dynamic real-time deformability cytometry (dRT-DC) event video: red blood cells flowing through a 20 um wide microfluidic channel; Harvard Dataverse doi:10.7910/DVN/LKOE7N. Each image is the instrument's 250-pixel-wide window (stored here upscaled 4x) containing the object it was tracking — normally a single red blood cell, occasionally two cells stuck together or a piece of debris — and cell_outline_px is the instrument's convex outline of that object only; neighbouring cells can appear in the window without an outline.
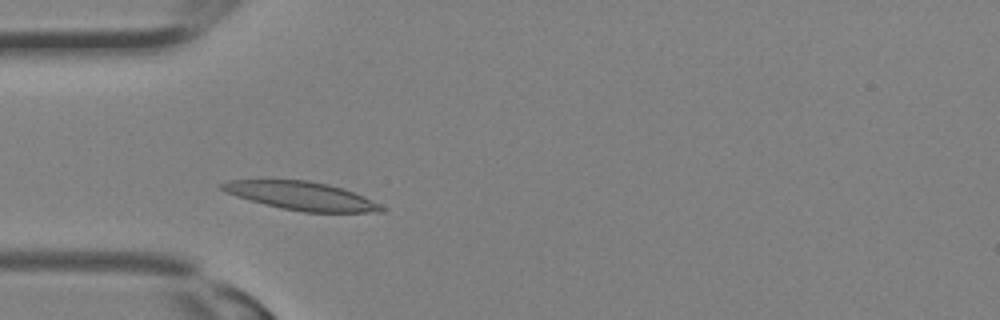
{"species": "Egyptian fruit bat (a non-hibernating species)", "species_latin": "Rousettus aegyptiacus", "temperature_condition": "room temperature", "stored_images_in_passage": 11, "camera_frame_rate_fps": 3000, "um_per_image_px": 0.085, "animal": {"sex": "female"}, "frame": {"image": 1, "passage_image": 5, "time_ms": 1.333, "image_size_px": [1000, 320], "cell_outline_px": [[388, 208], [384, 212], [304, 212], [280, 208], [264, 204], [236, 196], [224, 192], [220, 188], [220, 184], [228, 180], [308, 180], [328, 184], [344, 188], [364, 196]], "centroid_in_image_um": [25.65, 16.65], "position_along_channel_um": 59.4, "area_um2": 26.47}}
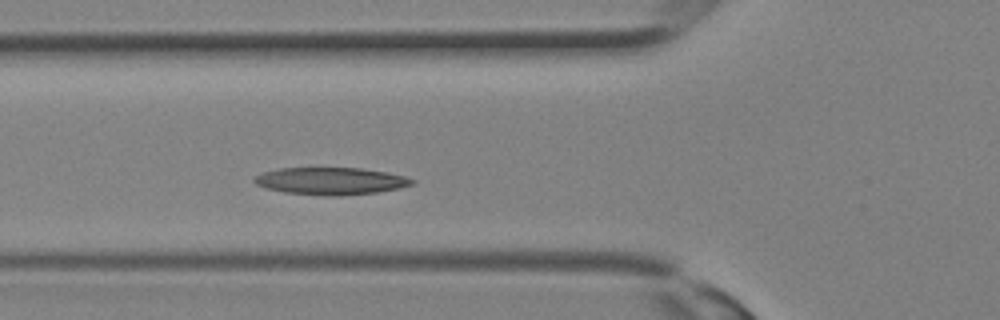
{"frame": {"image": 2, "passage_image": 7, "time_ms": 2.0, "image_size_px": [1000, 320], "cell_outline_px": [[416, 184], [400, 188], [376, 192], [340, 196], [324, 196], [284, 192], [264, 188], [256, 184], [252, 180], [256, 176], [264, 172], [280, 168], [360, 168], [388, 172], [404, 176], [416, 180]], "centroid_in_image_um": [28.14, 15.39], "position_along_channel_um": 97.7, "area_um2": 25.2}}
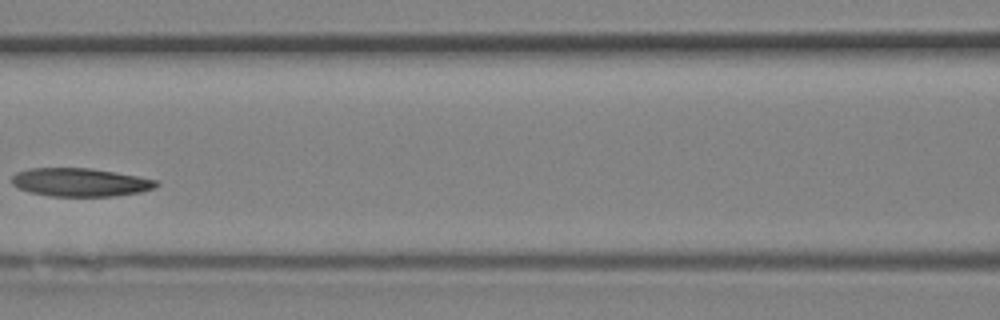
{"frame": {"image": 3, "passage_image": 10, "time_ms": 3.0, "image_size_px": [1000, 320], "cell_outline_px": [[160, 184], [156, 188], [140, 192], [116, 196], [48, 196], [28, 192], [12, 184], [12, 176], [16, 172], [28, 168], [92, 168], [116, 172], [160, 180]], "centroid_in_image_um": [6.86, 15.49], "position_along_channel_um": 159.7, "area_um2": 24.16}}